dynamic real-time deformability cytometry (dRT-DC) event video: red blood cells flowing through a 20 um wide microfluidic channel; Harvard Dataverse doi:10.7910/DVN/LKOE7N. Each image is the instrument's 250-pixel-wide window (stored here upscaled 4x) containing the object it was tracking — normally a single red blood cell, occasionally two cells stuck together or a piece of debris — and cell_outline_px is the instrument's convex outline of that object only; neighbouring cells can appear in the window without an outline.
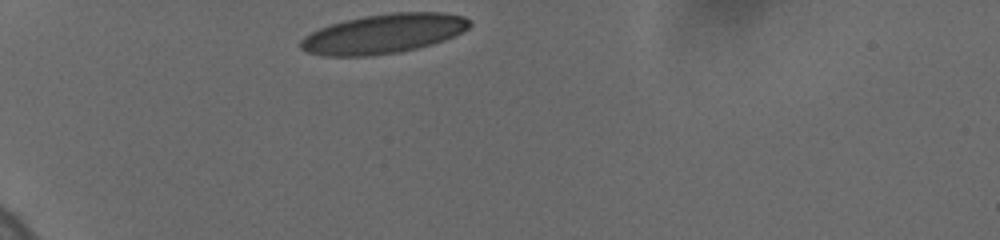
{"species": "human", "species_latin": "Homo sapiens", "temperature_condition": "cold", "stored_images_in_passage": 27, "camera_frame_rate_fps": 3000, "um_per_image_px": 0.085, "donor": {"sex": "female"}, "frame": {"image": 1, "passage_image": 1, "time_ms": 0.0, "image_size_px": [1000, 240], "cell_outline_px": [[472, 24], [468, 28], [456, 36], [432, 44], [400, 52], [372, 56], [324, 56], [308, 52], [300, 48], [300, 40], [304, 36], [320, 28], [344, 20], [364, 16], [392, 12], [444, 12], [464, 16], [472, 20]], "centroid_in_image_um": [32.64, 2.86], "position_along_channel_um": 52.4, "area_um2": 39.07}}
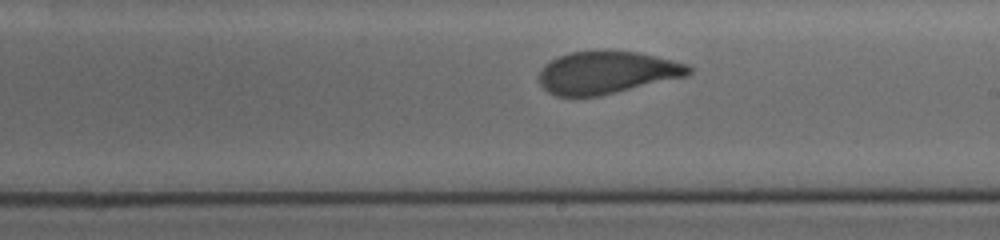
{"frame": {"image": 2, "passage_image": 16, "time_ms": 6.0, "image_size_px": [1000, 240], "cell_outline_px": [[692, 72], [688, 76], [600, 96], [556, 96], [548, 92], [540, 84], [540, 68], [544, 64], [568, 52], [600, 48], [640, 52], [688, 64], [692, 68]], "centroid_in_image_um": [51.59, 6.13], "position_along_channel_um": 237.4, "area_um2": 37.86}}
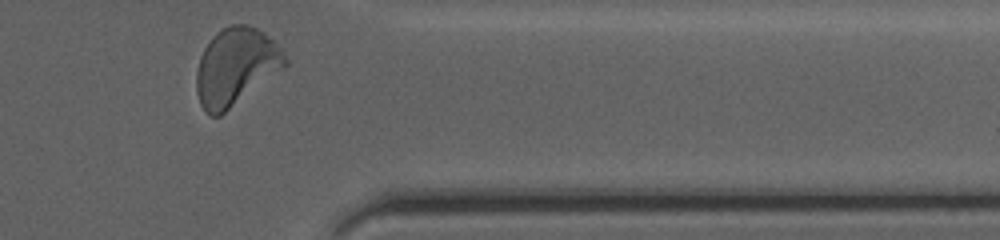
{"frame": {"image": 3, "passage_image": 27, "time_ms": 10.333, "image_size_px": [1000, 240], "cell_outline_px": [[288, 64], [284, 68], [220, 116], [212, 116], [200, 104], [196, 92], [196, 72], [200, 56], [204, 48], [212, 36], [216, 32], [232, 24], [248, 24], [264, 32], [284, 52], [288, 60]], "centroid_in_image_um": [20.04, 5.66], "position_along_channel_um": 391.4, "area_um2": 39.82}, "authors_computed_cell_mechanics": {"area_um2": 38.2636, "velocity_mm_per_s": 3.6736, "shape_relaxation_time_tau1_ms": 4.5175, "shape_relaxation_time_tau2_ms": 0.8549, "deformation_change_tau1": 0.1577, "deformation_change_tau2": 0.0773}}